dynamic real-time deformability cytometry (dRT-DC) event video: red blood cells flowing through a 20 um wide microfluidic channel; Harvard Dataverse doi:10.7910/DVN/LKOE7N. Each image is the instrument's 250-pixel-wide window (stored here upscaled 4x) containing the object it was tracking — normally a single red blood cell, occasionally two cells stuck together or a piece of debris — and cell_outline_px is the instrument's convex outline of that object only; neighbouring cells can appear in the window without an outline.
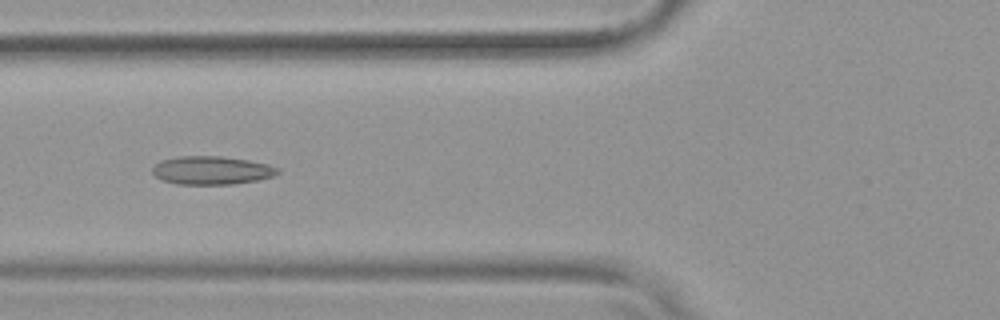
{"species": "common noctule bat (a hibernating species)", "species_latin": "Nyctalus noctula", "temperature_condition": "warm", "stored_images_in_passage": 53, "camera_frame_rate_fps": 3000, "um_per_image_px": 0.085, "animal": {"sex": "female", "body_mass_g": 19.9}, "frame": {"image": 1, "passage_image": 21, "time_ms": 6.667, "image_size_px": [1000, 320], "cell_outline_px": [[280, 172], [276, 176], [256, 180], [232, 184], [176, 184], [160, 180], [152, 172], [152, 168], [160, 160], [176, 156], [220, 156], [248, 160], [268, 164], [280, 168]], "centroid_in_image_um": [17.99, 14.47], "position_along_channel_um": 107.8, "area_um2": 20.87}}
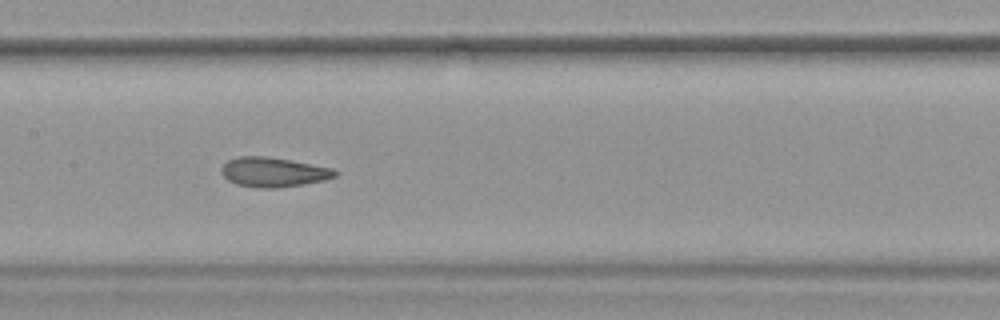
{"frame": {"image": 2, "passage_image": 27, "time_ms": 8.667, "image_size_px": [1000, 320], "cell_outline_px": [[340, 172], [336, 176], [324, 180], [304, 184], [276, 188], [256, 188], [236, 184], [228, 180], [220, 172], [220, 168], [228, 160], [236, 156], [268, 156], [332, 168]], "centroid_in_image_um": [23.22, 14.63], "position_along_channel_um": 184.2, "area_um2": 19.71}}
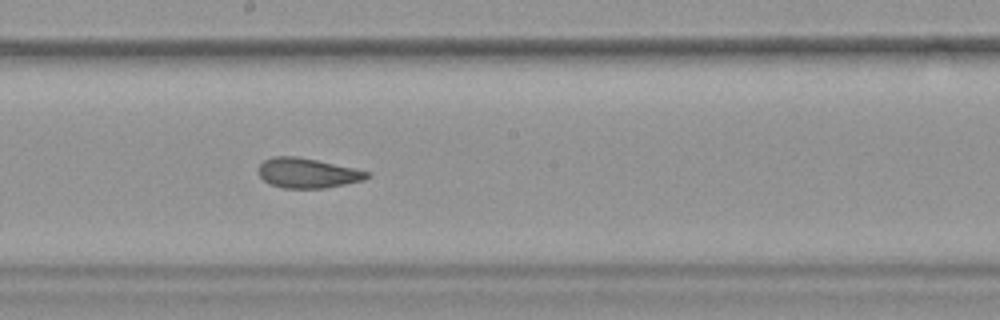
{"frame": {"image": 3, "passage_image": 30, "time_ms": 9.667, "image_size_px": [1000, 320], "cell_outline_px": [[372, 176], [364, 180], [324, 188], [284, 188], [268, 184], [260, 176], [256, 168], [264, 160], [272, 156], [296, 156], [356, 168], [372, 172]], "centroid_in_image_um": [26.14, 14.7], "position_along_channel_um": 222.1, "area_um2": 19.13}, "authors_computed_cell_mechanics": {"area_um2": 20.8658, "velocity_mm_per_s": 3.8067, "shape_relaxation_time_tau1_ms": null, "shape_relaxation_time_tau2_ms": 1.3518, "deformation_change_tau1": null, "deformation_change_tau2": 0.0739}}